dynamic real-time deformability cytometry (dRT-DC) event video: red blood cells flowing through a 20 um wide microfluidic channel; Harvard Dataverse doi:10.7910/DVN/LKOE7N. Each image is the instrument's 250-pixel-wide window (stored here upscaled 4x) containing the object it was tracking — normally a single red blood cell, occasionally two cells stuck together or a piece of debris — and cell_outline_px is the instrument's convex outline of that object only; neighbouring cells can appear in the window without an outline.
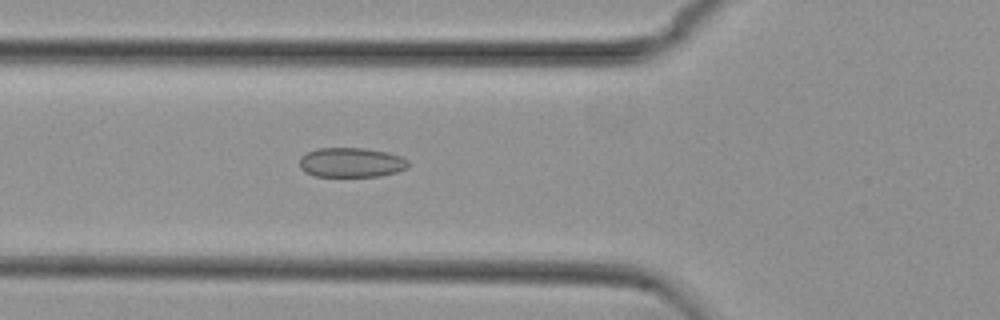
{"species": "common noctule bat (a hibernating species)", "species_latin": "Nyctalus noctula", "temperature_condition": "cold", "stored_images_in_passage": 39, "camera_frame_rate_fps": 3000, "um_per_image_px": 0.085, "animal": {"sex": "female", "body_mass_g": 29.2, "forearm_length_mm": 56.3}, "frame": {"image": 1, "passage_image": 4, "time_ms": 1.0, "image_size_px": [1000, 320], "cell_outline_px": [[408, 168], [396, 172], [380, 176], [312, 176], [304, 172], [300, 168], [300, 156], [316, 148], [368, 148], [388, 152], [400, 156], [408, 160]], "centroid_in_image_um": [29.84, 13.8], "position_along_channel_um": 96.0, "area_um2": 18.96}}
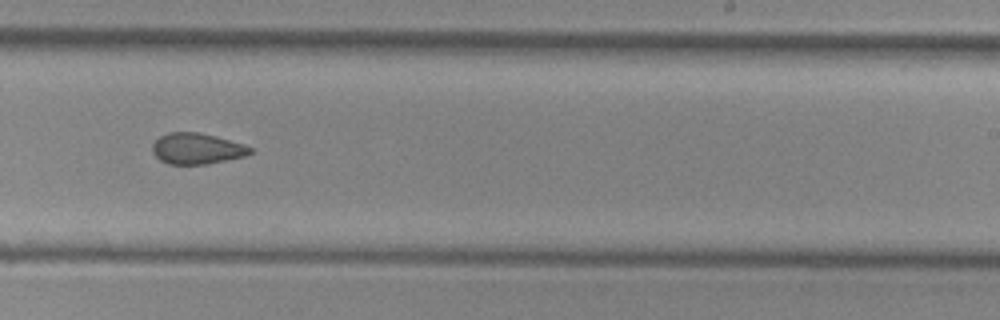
{"frame": {"image": 2, "passage_image": 18, "time_ms": 5.667, "image_size_px": [1000, 320], "cell_outline_px": [[252, 152], [244, 156], [208, 164], [168, 164], [160, 160], [152, 152], [152, 144], [160, 136], [168, 132], [200, 132], [216, 136], [244, 144], [252, 148]], "centroid_in_image_um": [16.72, 12.62], "position_along_channel_um": 272.3, "area_um2": 17.69}}
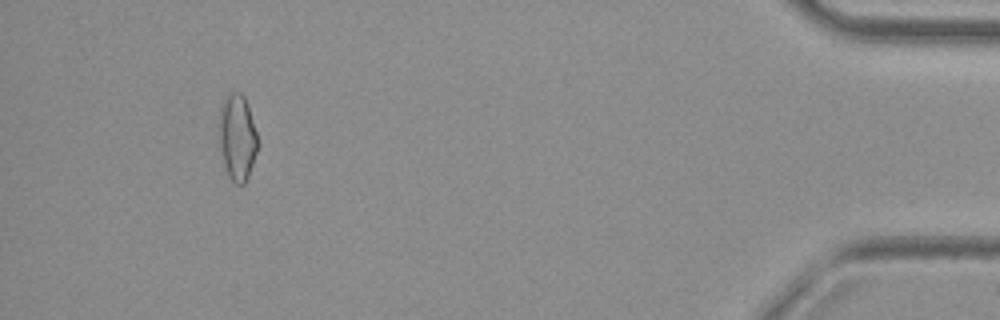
{"frame": {"image": 3, "passage_image": 35, "time_ms": 11.333, "image_size_px": [1000, 320], "cell_outline_px": [[260, 144], [248, 176], [244, 184], [236, 184], [228, 176], [216, 140], [220, 104], [224, 96], [232, 92], [240, 92], [244, 96]], "centroid_in_image_um": [20.12, 11.66], "position_along_channel_um": 415.1, "area_um2": 20.06}, "authors_computed_cell_mechanics": {"area_um2": 18.4382, "velocity_mm_per_s": 3.7797, "shape_relaxation_time_tau1_ms": null, "shape_relaxation_time_tau2_ms": 3.2371, "deformation_change_tau1": null, "deformation_change_tau2": 0.0768}}